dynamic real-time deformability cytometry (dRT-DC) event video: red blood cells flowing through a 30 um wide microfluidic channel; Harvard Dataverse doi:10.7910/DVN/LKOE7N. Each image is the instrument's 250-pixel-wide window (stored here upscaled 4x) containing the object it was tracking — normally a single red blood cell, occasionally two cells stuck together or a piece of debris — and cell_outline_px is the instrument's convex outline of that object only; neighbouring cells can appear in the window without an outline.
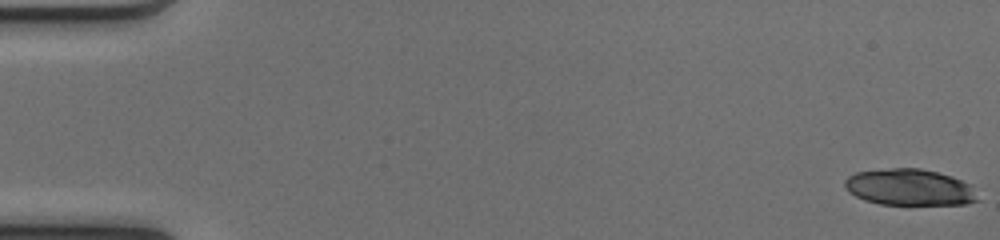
{"species": "common noctule bat (a hibernating species)", "species_latin": "Nyctalus noctula", "temperature_condition": "cold", "stored_images_in_passage": 26, "camera_frame_rate_fps": 3000, "um_per_image_px": 0.085, "animal": {"sex": "female", "body_mass_g": 17.0, "forearm_length_mm": 48.0}, "frame": {"image": 1, "passage_image": 1, "time_ms": 0.0, "image_size_px": [1000, 240], "cell_outline_px": [[980, 200], [964, 204], [880, 204], [864, 200], [848, 192], [844, 184], [844, 180], [848, 176], [856, 172], [892, 168], [920, 168], [952, 176], [972, 184]], "centroid_in_image_um": [77.33, 15.92], "position_along_channel_um": 7.7, "area_um2": 28.32}}